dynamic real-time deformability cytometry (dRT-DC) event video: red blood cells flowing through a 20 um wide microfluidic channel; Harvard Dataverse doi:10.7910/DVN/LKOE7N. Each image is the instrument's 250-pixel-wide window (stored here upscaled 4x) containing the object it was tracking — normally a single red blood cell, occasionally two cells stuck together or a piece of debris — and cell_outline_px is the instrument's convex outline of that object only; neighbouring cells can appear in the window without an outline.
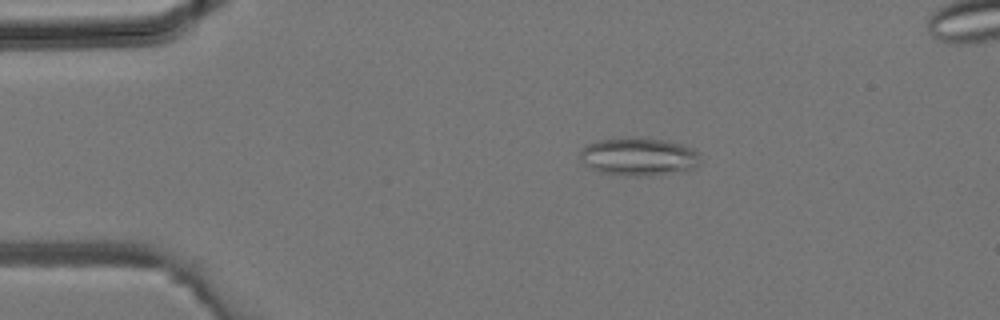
{"species": "common noctule bat (a hibernating species)", "species_latin": "Nyctalus noctula", "temperature_condition": "room temperature", "stored_images_in_passage": 34, "segment_of_instrument_passage": [1, 2], "camera_frame_rate_fps": 3000, "um_per_image_px": 0.085, "animal": {"sex": "male", "body_mass_g": 19.2, "forearm_length_mm": 51.8}, "frame": {"image": 1, "passage_image": 4, "time_ms": 1.0, "image_size_px": [1000, 320], "cell_outline_px": [[700, 164], [688, 172], [660, 176], [624, 176], [600, 172], [588, 168], [580, 160], [580, 152], [588, 144], [612, 136], [636, 136], [668, 140], [684, 144], [692, 148], [700, 156]], "centroid_in_image_um": [54.33, 13.32], "position_along_channel_um": 30.7, "area_um2": 27.98}}
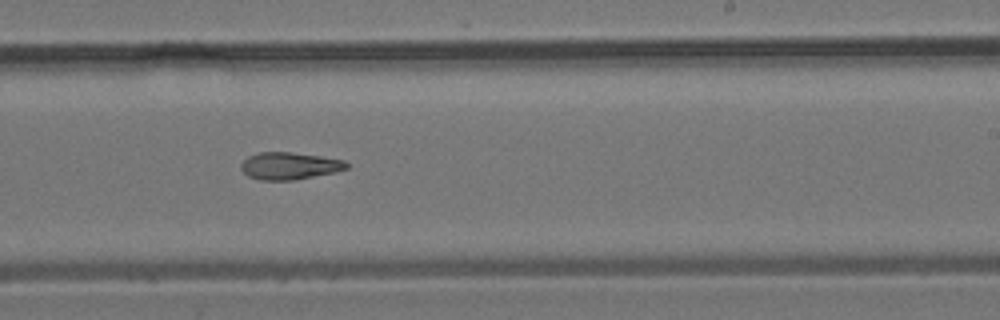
{"frame": {"image": 2, "passage_image": 19, "time_ms": 6.0, "image_size_px": [1000, 320], "cell_outline_px": [[348, 168], [336, 172], [292, 180], [260, 180], [248, 176], [240, 168], [240, 164], [248, 156], [260, 152], [292, 152], [320, 156], [344, 160], [348, 164]], "centroid_in_image_um": [24.59, 14.09], "position_along_channel_um": 264.4, "area_um2": 16.7}}
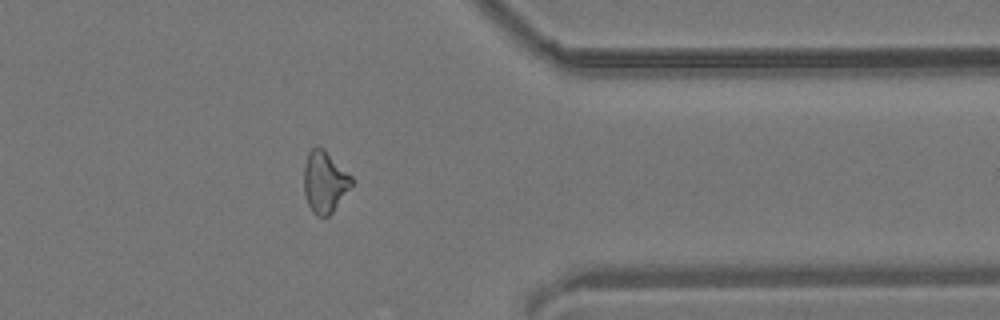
{"frame": {"image": 3, "passage_image": 26, "time_ms": 8.333, "image_size_px": [1000, 320], "cell_outline_px": [[352, 184], [332, 212], [328, 216], [316, 216], [312, 212], [308, 204], [304, 192], [304, 164], [308, 152], [312, 148], [324, 148], [352, 176]], "centroid_in_image_um": [27.58, 15.45], "position_along_channel_um": 383.8, "area_um2": 16.94}}